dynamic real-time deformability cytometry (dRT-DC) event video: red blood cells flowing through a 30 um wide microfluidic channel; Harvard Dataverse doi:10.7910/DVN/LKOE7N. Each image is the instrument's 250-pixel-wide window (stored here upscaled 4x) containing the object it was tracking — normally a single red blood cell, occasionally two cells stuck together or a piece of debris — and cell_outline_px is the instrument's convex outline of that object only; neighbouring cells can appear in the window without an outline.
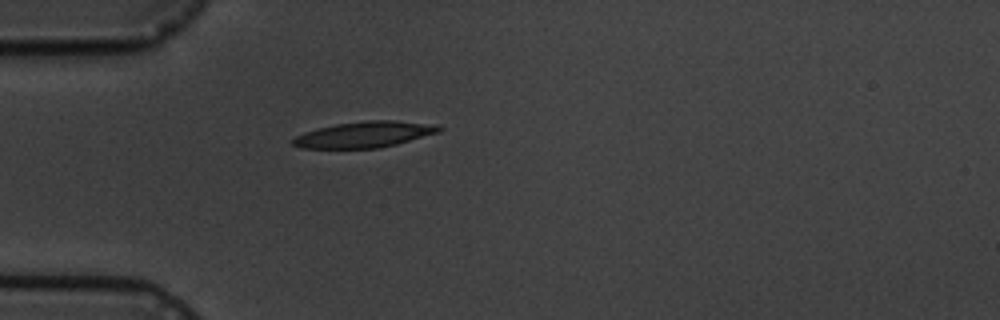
{"species": "common noctule bat (a hibernating species)", "species_latin": "Nyctalus noctula", "temperature_condition": "cold", "stored_images_in_passage": 1, "camera_frame_rate_fps": 3000, "um_per_image_px": 0.085, "animal": {"sex": "male", "body_mass_g": 19.5, "forearm_length_mm": 54.6}, "frame": {"image": 1, "passage_image": 1, "time_ms": 0.0, "image_size_px": [1000, 320], "cell_outline_px": [[444, 128], [440, 132], [396, 144], [376, 148], [300, 148], [292, 144], [292, 140], [296, 136], [304, 132], [336, 124], [364, 120], [396, 120], [440, 124]], "centroid_in_image_um": [31.04, 11.42], "position_along_channel_um": 54.0, "area_um2": 22.25}}